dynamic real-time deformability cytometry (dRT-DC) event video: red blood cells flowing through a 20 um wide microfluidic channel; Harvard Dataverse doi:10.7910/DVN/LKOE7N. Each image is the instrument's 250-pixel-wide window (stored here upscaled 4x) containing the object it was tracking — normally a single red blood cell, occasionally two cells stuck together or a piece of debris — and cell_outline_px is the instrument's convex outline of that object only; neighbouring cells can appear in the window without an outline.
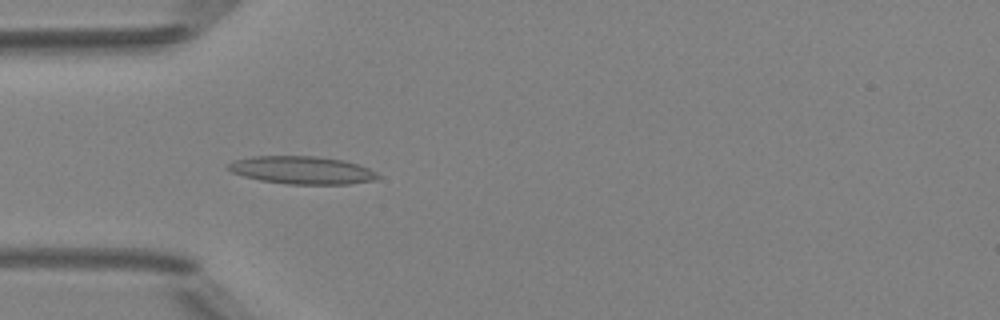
{"species": "Egyptian fruit bat (a non-hibernating species)", "species_latin": "Rousettus aegyptiacus", "temperature_condition": "room temperature", "stored_images_in_passage": 5, "camera_frame_rate_fps": 3000, "um_per_image_px": 0.085, "animal": {"sex": "female"}, "frame": {"image": 1, "passage_image": 5, "time_ms": 4.667, "image_size_px": [1000, 320], "cell_outline_px": [[380, 176], [376, 180], [348, 184], [288, 184], [260, 180], [244, 176], [232, 172], [228, 168], [228, 164], [232, 160], [252, 156], [312, 156], [344, 160], [368, 168], [376, 172]], "centroid_in_image_um": [25.66, 14.46], "position_along_channel_um": 59.3, "area_um2": 24.16}}